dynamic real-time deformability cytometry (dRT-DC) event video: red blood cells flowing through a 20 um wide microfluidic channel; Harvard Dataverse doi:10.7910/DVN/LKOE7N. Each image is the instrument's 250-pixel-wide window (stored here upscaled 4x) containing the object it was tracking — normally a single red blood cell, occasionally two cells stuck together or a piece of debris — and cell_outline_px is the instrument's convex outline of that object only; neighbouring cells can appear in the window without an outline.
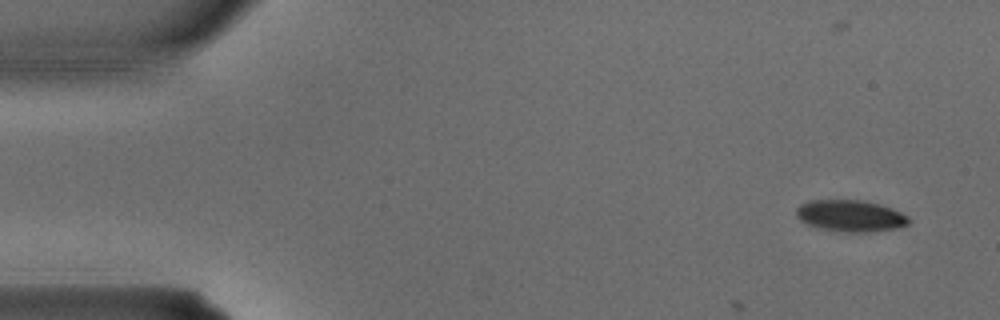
{"species": "common noctule bat (a hibernating species)", "species_latin": "Nyctalus noctula", "temperature_condition": "warm", "stored_images_in_passage": 3, "camera_frame_rate_fps": 3000, "um_per_image_px": 0.085, "animal": {"sex": "male", "body_mass_g": 15.6}, "frame": {"image": 1, "passage_image": 1, "time_ms": 0.0, "image_size_px": [1000, 320], "cell_outline_px": [[912, 220], [908, 224], [896, 228], [868, 232], [844, 232], [820, 228], [808, 224], [800, 220], [796, 216], [796, 208], [800, 204], [808, 200], [864, 200], [880, 204], [892, 208], [908, 216]], "centroid_in_image_um": [72.29, 18.33], "position_along_channel_um": 12.7, "area_um2": 20.81}}
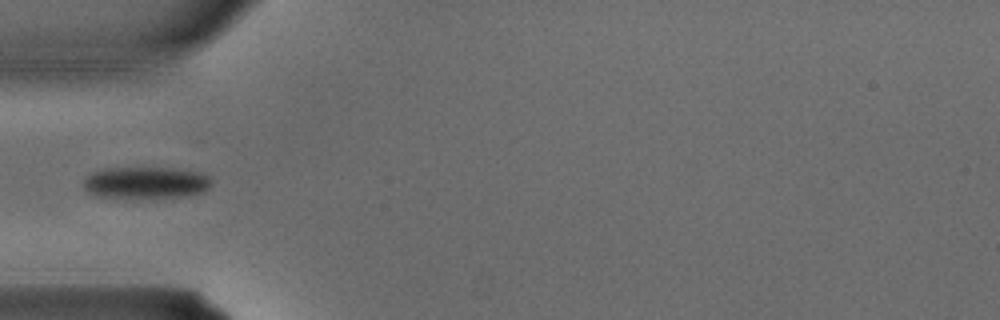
{"frame": {"image": 2, "passage_image": 3, "time_ms": 0.667, "image_size_px": [1000, 320], "cell_outline_px": [[212, 184], [204, 192], [184, 196], [96, 196], [88, 192], [84, 188], [84, 180], [92, 172], [104, 168], [184, 168], [204, 172], [212, 180]], "centroid_in_image_um": [12.47, 15.48], "position_along_channel_um": 72.5, "area_um2": 23.47}}